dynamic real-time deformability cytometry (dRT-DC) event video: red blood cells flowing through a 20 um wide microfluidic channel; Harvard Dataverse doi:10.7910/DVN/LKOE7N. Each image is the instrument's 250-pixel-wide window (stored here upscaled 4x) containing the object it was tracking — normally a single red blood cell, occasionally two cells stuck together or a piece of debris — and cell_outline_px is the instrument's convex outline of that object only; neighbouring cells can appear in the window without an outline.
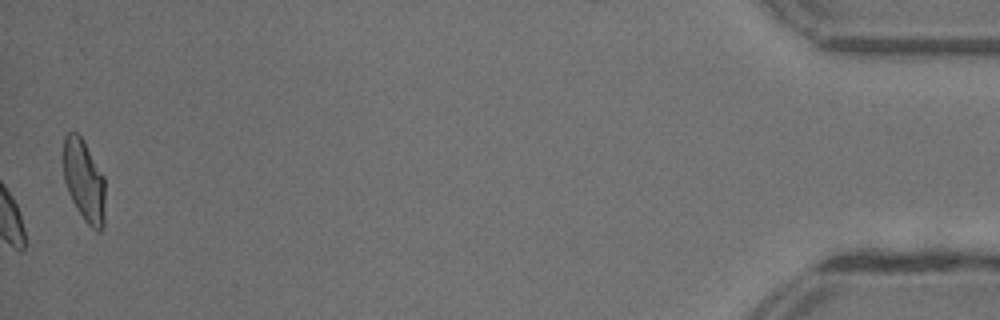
{"species": "common noctule bat (a hibernating species)", "species_latin": "Nyctalus noctula", "temperature_condition": "warm", "stored_images_in_passage": 33, "camera_frame_rate_fps": 3000, "um_per_image_px": 0.085, "animal": {"sex": "female"}, "frame": {"image": 1, "passage_image": 33, "time_ms": 10.667, "image_size_px": [1000, 320], "cell_outline_px": [[104, 224], [100, 232], [96, 232], [84, 220], [76, 208], [68, 192], [64, 180], [60, 156], [64, 136], [68, 132], [76, 132], [80, 136], [104, 176]], "centroid_in_image_um": [7.09, 15.33], "position_along_channel_um": 428.1, "area_um2": 20.4}, "authors_computed_cell_mechanics": {"area_um2": 20.23, "velocity_mm_per_s": 4.3734, "shape_relaxation_time_tau1_ms": 3.2387, "shape_relaxation_time_tau2_ms": null, "deformation_change_tau1": 0.1014, "deformation_change_tau2": null}}